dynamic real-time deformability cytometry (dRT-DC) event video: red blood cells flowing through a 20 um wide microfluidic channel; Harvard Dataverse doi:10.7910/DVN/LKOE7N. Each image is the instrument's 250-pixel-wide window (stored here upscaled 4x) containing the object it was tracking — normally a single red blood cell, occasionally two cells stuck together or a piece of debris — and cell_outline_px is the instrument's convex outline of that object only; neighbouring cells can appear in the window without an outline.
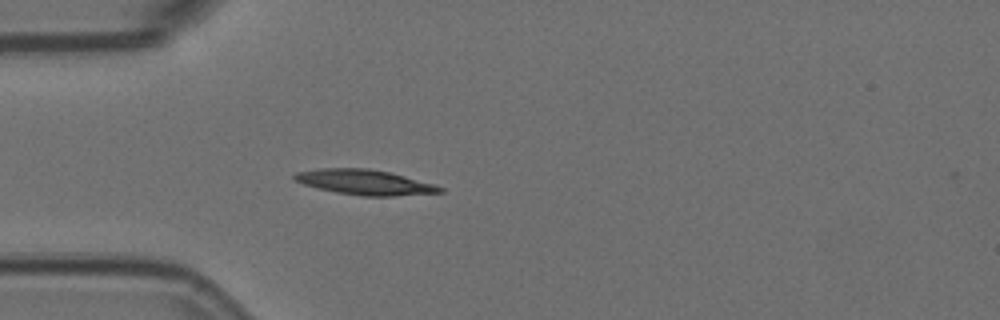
{"species": "Egyptian fruit bat (a non-hibernating species)", "species_latin": "Rousettus aegyptiacus", "temperature_condition": "room temperature", "stored_images_in_passage": 5, "camera_frame_rate_fps": 3000, "um_per_image_px": 0.085, "animal": {"sex": "female"}, "frame": {"image": 1, "passage_image": 5, "time_ms": 1.333, "image_size_px": [1000, 320], "cell_outline_px": [[444, 192], [392, 196], [360, 196], [336, 192], [316, 188], [304, 184], [296, 180], [292, 176], [296, 172], [320, 168], [368, 168], [388, 172], [436, 184], [444, 188]], "centroid_in_image_um": [31.01, 15.49], "position_along_channel_um": 54.0, "area_um2": 21.27}}